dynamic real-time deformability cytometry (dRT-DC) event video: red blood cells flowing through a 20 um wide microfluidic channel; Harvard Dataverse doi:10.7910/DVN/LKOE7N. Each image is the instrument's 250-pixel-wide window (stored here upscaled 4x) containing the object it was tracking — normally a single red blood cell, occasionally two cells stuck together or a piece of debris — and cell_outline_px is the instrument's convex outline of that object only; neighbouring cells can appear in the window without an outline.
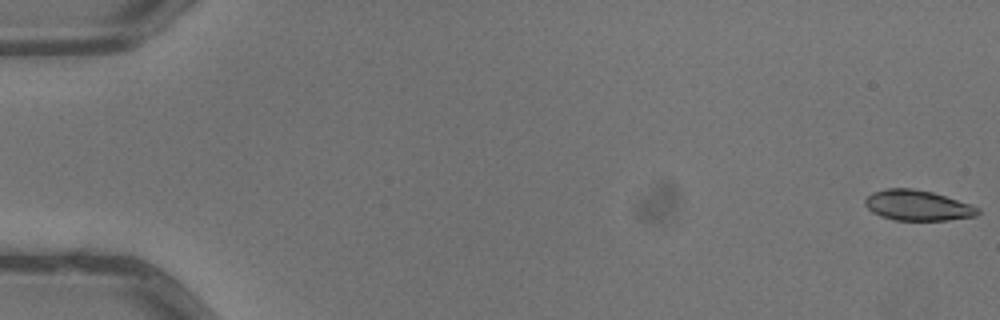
{"species": "common noctule bat (a hibernating species)", "species_latin": "Nyctalus noctula", "temperature_condition": "warm", "stored_images_in_passage": 5, "camera_frame_rate_fps": 3000, "um_per_image_px": 0.085, "animal": {"sex": "male", "body_mass_g": 13.3}, "frame": {"image": 1, "passage_image": 1, "time_ms": 0.0, "image_size_px": [1000, 320], "cell_outline_px": [[980, 212], [976, 216], [948, 220], [892, 220], [880, 216], [872, 212], [864, 204], [864, 200], [872, 192], [888, 188], [912, 188], [932, 192], [980, 208]], "centroid_in_image_um": [77.96, 17.46], "position_along_channel_um": 7.0, "area_um2": 19.88}}
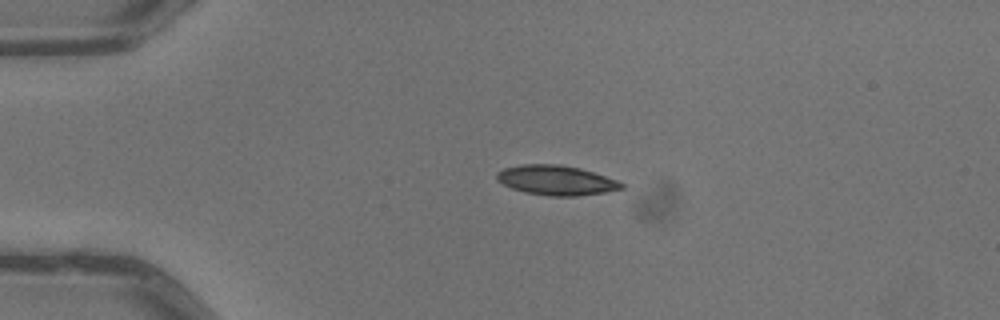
{"frame": {"image": 2, "passage_image": 4, "time_ms": 1.0, "image_size_px": [1000, 320], "cell_outline_px": [[624, 188], [604, 192], [576, 196], [548, 196], [524, 192], [512, 188], [496, 180], [496, 172], [504, 168], [520, 164], [560, 164], [580, 168], [616, 180], [624, 184]], "centroid_in_image_um": [47.23, 15.32], "position_along_channel_um": 37.8, "area_um2": 21.56}}